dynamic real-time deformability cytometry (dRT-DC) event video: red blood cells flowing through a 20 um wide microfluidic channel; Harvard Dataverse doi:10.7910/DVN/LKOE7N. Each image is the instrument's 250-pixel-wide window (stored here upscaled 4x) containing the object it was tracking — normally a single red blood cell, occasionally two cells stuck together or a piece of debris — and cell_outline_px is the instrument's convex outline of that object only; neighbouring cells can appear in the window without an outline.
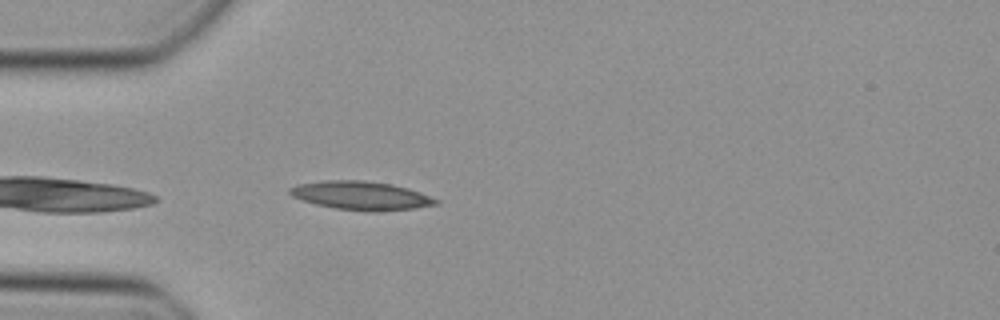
{"species": "Egyptian fruit bat (a non-hibernating species)", "species_latin": "Rousettus aegyptiacus", "temperature_condition": "cold", "stored_images_in_passage": 10, "camera_frame_rate_fps": 3000, "um_per_image_px": 0.085, "animal": {"sex": "female"}, "frame": {"image": 1, "passage_image": 6, "time_ms": 1.667, "image_size_px": [1000, 320], "cell_outline_px": [[440, 204], [412, 208], [336, 208], [316, 204], [292, 196], [288, 192], [288, 188], [300, 184], [328, 180], [364, 180], [392, 184], [408, 188], [420, 192], [440, 200]], "centroid_in_image_um": [30.68, 16.56], "position_along_channel_um": 54.3, "area_um2": 23.06}}